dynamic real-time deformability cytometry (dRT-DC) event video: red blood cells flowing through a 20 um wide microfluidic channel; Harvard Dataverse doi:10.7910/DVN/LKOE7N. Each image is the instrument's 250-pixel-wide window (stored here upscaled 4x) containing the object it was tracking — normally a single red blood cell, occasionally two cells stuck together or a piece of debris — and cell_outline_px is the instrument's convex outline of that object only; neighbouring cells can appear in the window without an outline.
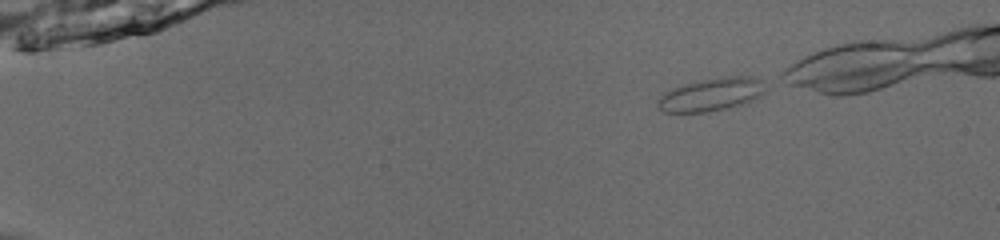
{"species": "common noctule bat (a hibernating species)", "species_latin": "Nyctalus noctula", "temperature_condition": "room temperature", "stored_images_in_passage": 15, "camera_frame_rate_fps": 3000, "um_per_image_px": 0.085, "animal": {"sex": "male", "body_mass_g": 13.0, "forearm_length_mm": 53.1}, "frame": {"image": 1, "passage_image": 1, "time_ms": 0.0, "image_size_px": [1000, 240], "cell_outline_px": [[764, 92], [748, 104], [708, 112], [660, 112], [656, 104], [656, 100], [664, 92], [672, 88], [684, 84], [724, 76], [748, 76], [764, 80]], "centroid_in_image_um": [60.45, 8.05], "position_along_channel_um": 24.5, "area_um2": 20.98}}